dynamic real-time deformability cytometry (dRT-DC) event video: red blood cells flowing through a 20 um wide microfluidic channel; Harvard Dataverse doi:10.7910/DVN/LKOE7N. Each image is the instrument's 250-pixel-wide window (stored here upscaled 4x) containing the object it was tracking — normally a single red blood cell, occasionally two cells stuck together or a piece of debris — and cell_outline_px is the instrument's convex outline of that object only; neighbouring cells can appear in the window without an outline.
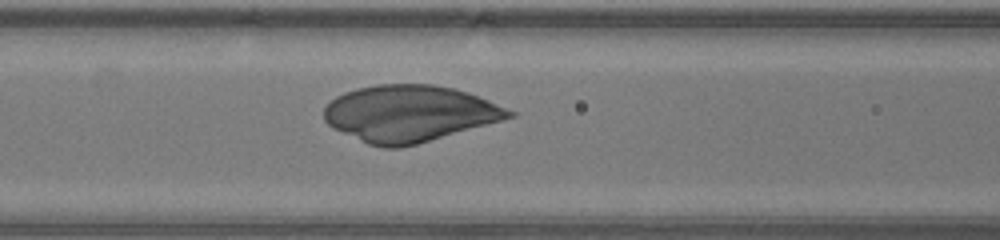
{"species": "human", "species_latin": "Homo sapiens", "temperature_condition": "warm", "stored_images_in_passage": 31, "camera_frame_rate_fps": 3000, "um_per_image_px": 0.085, "donor": {"sex": "male"}, "frame": {"image": 1, "passage_image": 12, "time_ms": 3.667, "image_size_px": [1000, 240], "cell_outline_px": [[516, 116], [416, 144], [400, 148], [384, 148], [368, 144], [332, 128], [324, 120], [324, 108], [336, 96], [344, 92], [356, 88], [376, 84], [432, 84], [452, 88], [468, 92], [488, 100], [516, 112]], "centroid_in_image_um": [34.77, 9.64], "position_along_channel_um": 131.8, "area_um2": 60.69}}
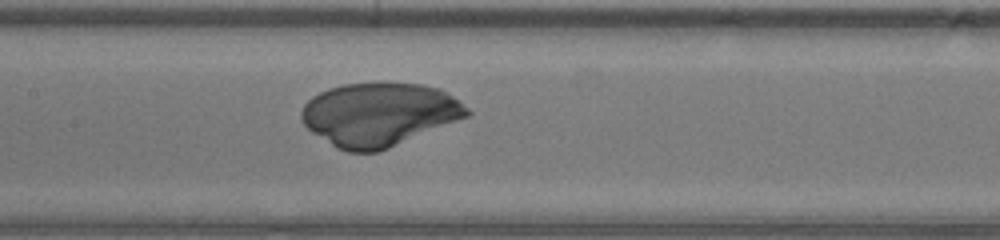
{"frame": {"image": 2, "passage_image": 15, "time_ms": 4.667, "image_size_px": [1000, 240], "cell_outline_px": [[472, 112], [468, 116], [380, 152], [348, 152], [336, 148], [312, 132], [300, 120], [300, 112], [304, 104], [312, 96], [328, 88], [344, 84], [424, 84], [440, 88], [452, 96], [468, 108]], "centroid_in_image_um": [32.2, 9.74], "position_along_channel_um": 175.2, "area_um2": 60.92}}
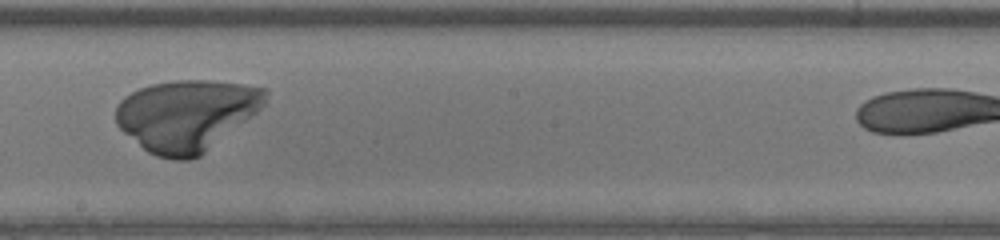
{"frame": {"image": 3, "passage_image": 19, "time_ms": 6.0, "image_size_px": [1000, 240], "cell_outline_px": [[268, 100], [256, 112], [200, 156], [192, 160], [172, 160], [156, 156], [148, 152], [124, 132], [116, 124], [116, 104], [124, 96], [140, 88], [152, 84], [176, 80], [208, 80], [244, 84], [268, 88]], "centroid_in_image_um": [15.85, 9.78], "position_along_channel_um": 232.3, "area_um2": 62.02}}